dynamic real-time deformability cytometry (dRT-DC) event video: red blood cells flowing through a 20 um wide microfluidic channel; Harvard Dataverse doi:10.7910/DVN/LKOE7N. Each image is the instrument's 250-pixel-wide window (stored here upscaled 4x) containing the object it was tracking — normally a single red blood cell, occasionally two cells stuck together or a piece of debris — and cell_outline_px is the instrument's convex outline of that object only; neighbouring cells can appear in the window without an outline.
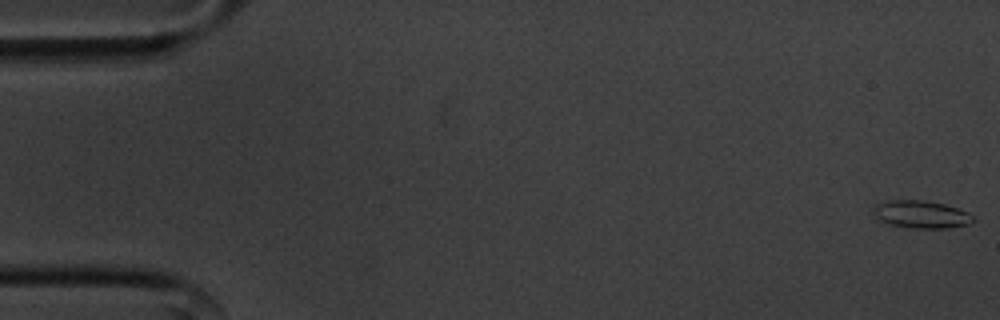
{"species": "common noctule bat (a hibernating species)", "species_latin": "Nyctalus noctula", "temperature_condition": "cold", "stored_images_in_passage": 56, "camera_frame_rate_fps": 3000, "um_per_image_px": 0.085, "animal": {"sex": "male", "body_mass_g": 20.1, "forearm_length_mm": 53.5}, "frame": {"image": 1, "passage_image": 1, "time_ms": 0.0, "image_size_px": [1000, 320], "cell_outline_px": [[976, 220], [968, 224], [944, 228], [908, 228], [888, 224], [876, 220], [872, 216], [872, 212], [876, 204], [892, 200], [924, 200], [944, 204], [968, 212]], "centroid_in_image_um": [78.23, 18.23], "position_along_channel_um": 6.8, "area_um2": 16.18}}
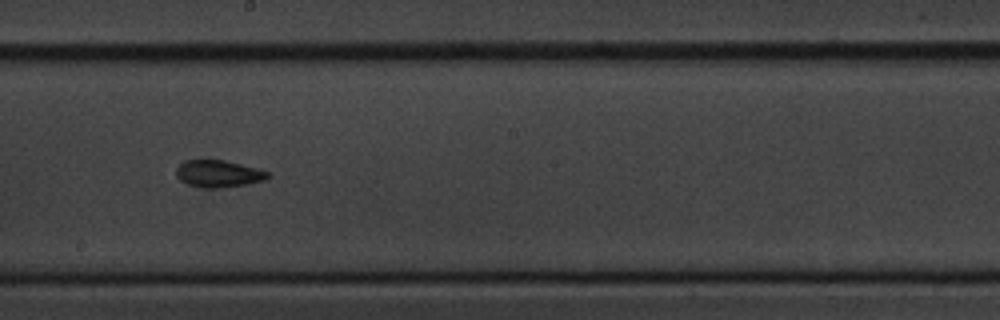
{"frame": {"image": 2, "passage_image": 31, "time_ms": 10.0, "image_size_px": [1000, 320], "cell_outline_px": [[272, 176], [264, 180], [248, 184], [216, 188], [204, 188], [188, 184], [180, 180], [176, 176], [176, 168], [184, 160], [224, 160], [256, 168], [268, 172]], "centroid_in_image_um": [18.56, 14.77], "position_along_channel_um": 229.6, "area_um2": 14.39}}
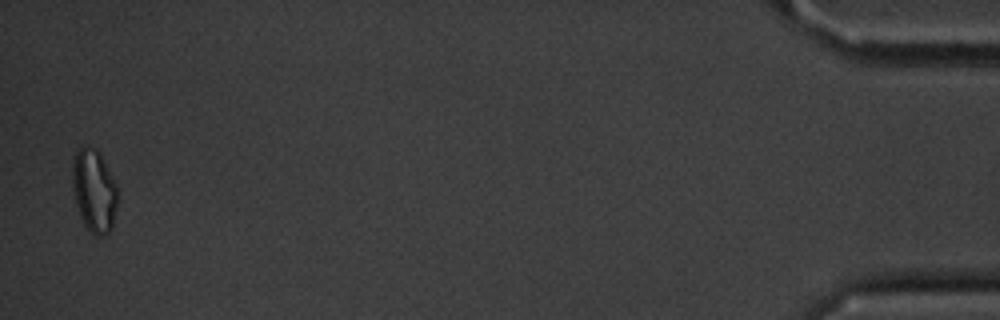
{"frame": {"image": 3, "passage_image": 55, "time_ms": 18.0, "image_size_px": [1000, 320], "cell_outline_px": [[116, 208], [112, 228], [104, 236], [96, 236], [84, 224], [80, 216], [76, 204], [72, 184], [72, 156], [80, 148], [88, 144], [96, 148], [100, 152], [116, 184]], "centroid_in_image_um": [7.98, 16.16], "position_along_channel_um": 427.2, "area_um2": 21.91}, "authors_computed_cell_mechanics": {"area_um2": 14.5945, "velocity_mm_per_s": 3.5958, "shape_relaxation_time_tau1_ms": 9.0684, "shape_relaxation_time_tau2_ms": 4.7539, "deformation_change_tau1": 0.1928, "deformation_change_tau2": 0.1179}}